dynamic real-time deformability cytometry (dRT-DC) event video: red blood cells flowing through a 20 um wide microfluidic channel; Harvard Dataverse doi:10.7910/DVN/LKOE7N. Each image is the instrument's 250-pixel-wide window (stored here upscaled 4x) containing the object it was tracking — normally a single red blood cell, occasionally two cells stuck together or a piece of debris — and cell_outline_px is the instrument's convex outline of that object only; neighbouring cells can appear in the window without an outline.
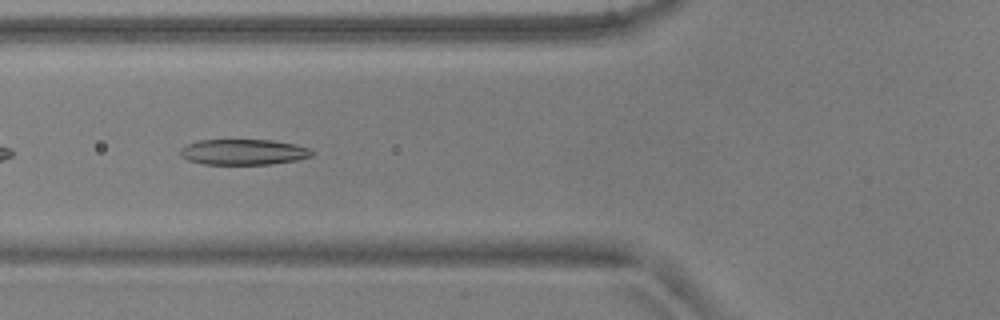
{"species": "common noctule bat (a hibernating species)", "species_latin": "Nyctalus noctula", "temperature_condition": "warm", "stored_images_in_passage": 7, "camera_frame_rate_fps": 3000, "um_per_image_px": 0.085, "animal": {"sex": "male", "body_mass_g": 17.9, "forearm_length_mm": 54.2}, "frame": {"image": 1, "passage_image": 6, "time_ms": 1.667, "image_size_px": [1000, 320], "cell_outline_px": [[316, 152], [312, 156], [296, 160], [268, 164], [204, 164], [188, 160], [180, 156], [180, 148], [188, 144], [200, 140], [272, 140], [296, 144], [308, 148]], "centroid_in_image_um": [20.71, 12.92], "position_along_channel_um": 105.1, "area_um2": 19.65}}
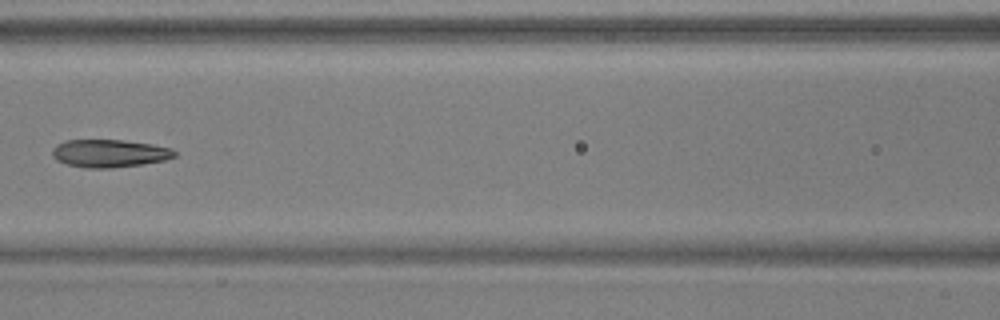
{"frame": {"image": 2, "passage_image": 7, "time_ms": 2.0, "image_size_px": [1000, 320], "cell_outline_px": [[176, 156], [164, 160], [144, 164], [112, 168], [84, 168], [68, 164], [56, 160], [52, 156], [52, 148], [56, 144], [64, 140], [124, 140], [152, 144], [172, 148], [176, 152]], "centroid_in_image_um": [9.29, 13.03], "position_along_channel_um": 157.3, "area_um2": 20.0}}